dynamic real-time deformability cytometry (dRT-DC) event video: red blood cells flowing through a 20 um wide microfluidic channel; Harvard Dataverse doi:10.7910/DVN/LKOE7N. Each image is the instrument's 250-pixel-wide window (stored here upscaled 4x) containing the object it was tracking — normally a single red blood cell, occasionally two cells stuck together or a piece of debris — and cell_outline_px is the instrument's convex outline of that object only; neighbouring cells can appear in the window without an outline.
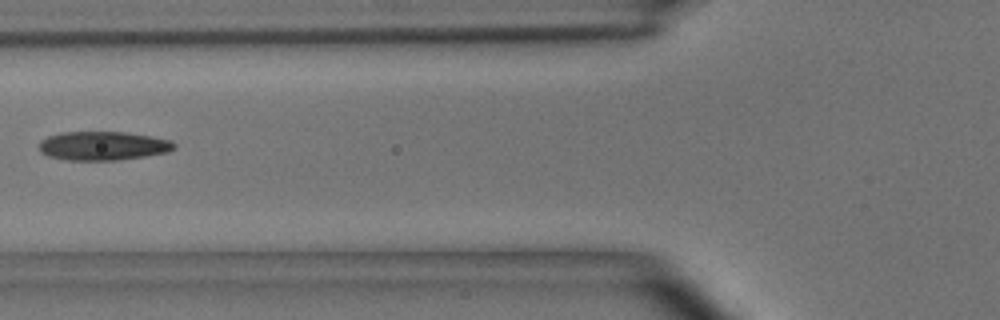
{"species": "common noctule bat (a hibernating species)", "species_latin": "Nyctalus noctula", "temperature_condition": "room temperature", "stored_images_in_passage": 4, "camera_frame_rate_fps": 3000, "um_per_image_px": 0.085, "animal": {"sex": "male", "body_mass_g": 15.6}, "frame": {"image": 1, "passage_image": 3, "time_ms": 2.333, "image_size_px": [1000, 320], "cell_outline_px": [[176, 148], [168, 152], [120, 160], [68, 160], [48, 156], [40, 152], [40, 140], [48, 136], [60, 132], [128, 132], [152, 136], [172, 140], [176, 144]], "centroid_in_image_um": [8.78, 12.39], "position_along_channel_um": 117.0, "area_um2": 22.89}}